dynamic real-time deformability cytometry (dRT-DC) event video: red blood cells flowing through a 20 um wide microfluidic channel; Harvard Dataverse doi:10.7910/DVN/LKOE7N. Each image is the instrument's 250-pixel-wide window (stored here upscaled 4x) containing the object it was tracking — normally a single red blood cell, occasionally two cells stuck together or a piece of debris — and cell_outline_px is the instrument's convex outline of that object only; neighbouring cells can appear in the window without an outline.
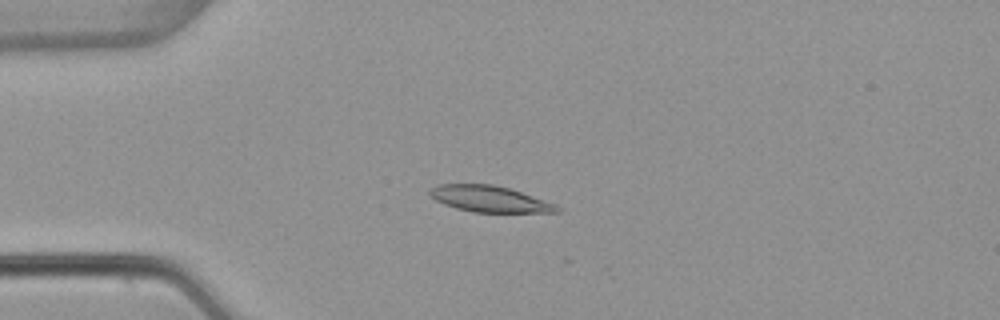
{"species": "common noctule bat (a hibernating species)", "species_latin": "Nyctalus noctula", "temperature_condition": "warm", "stored_images_in_passage": 16, "camera_frame_rate_fps": 3000, "um_per_image_px": 0.085, "animal": {"sex": "female", "body_mass_g": 22.7, "forearm_length_mm": 54.2}, "frame": {"image": 1, "passage_image": 13, "time_ms": 4.0, "image_size_px": [1000, 320], "cell_outline_px": [[560, 212], [472, 212], [456, 208], [444, 204], [436, 200], [428, 192], [432, 188], [440, 184], [492, 184], [508, 188], [556, 204], [560, 208]], "centroid_in_image_um": [41.61, 16.91], "position_along_channel_um": 43.4, "area_um2": 19.13}}